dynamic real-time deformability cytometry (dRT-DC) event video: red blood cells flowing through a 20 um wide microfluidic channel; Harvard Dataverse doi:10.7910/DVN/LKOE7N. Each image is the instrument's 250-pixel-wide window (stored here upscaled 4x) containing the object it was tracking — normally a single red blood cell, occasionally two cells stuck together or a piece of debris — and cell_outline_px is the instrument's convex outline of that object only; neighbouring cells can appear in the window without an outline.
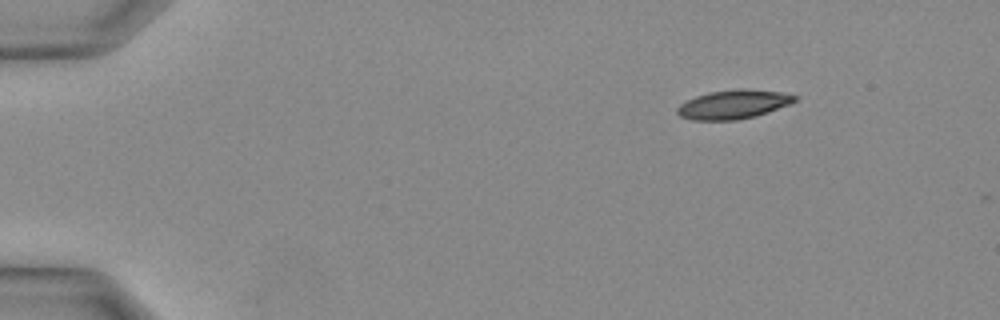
{"species": "Egyptian fruit bat (a non-hibernating species)", "species_latin": "Rousettus aegyptiacus", "temperature_condition": "warm", "stored_images_in_passage": 2, "camera_frame_rate_fps": 3000, "um_per_image_px": 0.085, "animal": {"sex": "female"}, "frame": {"image": 1, "passage_image": 1, "time_ms": 0.0, "image_size_px": [1000, 320], "cell_outline_px": [[800, 96], [796, 100], [788, 104], [756, 116], [736, 120], [692, 120], [680, 116], [676, 112], [676, 108], [680, 104], [696, 96], [708, 92], [780, 92]], "centroid_in_image_um": [62.27, 8.93], "position_along_channel_um": 22.7, "area_um2": 18.67}}